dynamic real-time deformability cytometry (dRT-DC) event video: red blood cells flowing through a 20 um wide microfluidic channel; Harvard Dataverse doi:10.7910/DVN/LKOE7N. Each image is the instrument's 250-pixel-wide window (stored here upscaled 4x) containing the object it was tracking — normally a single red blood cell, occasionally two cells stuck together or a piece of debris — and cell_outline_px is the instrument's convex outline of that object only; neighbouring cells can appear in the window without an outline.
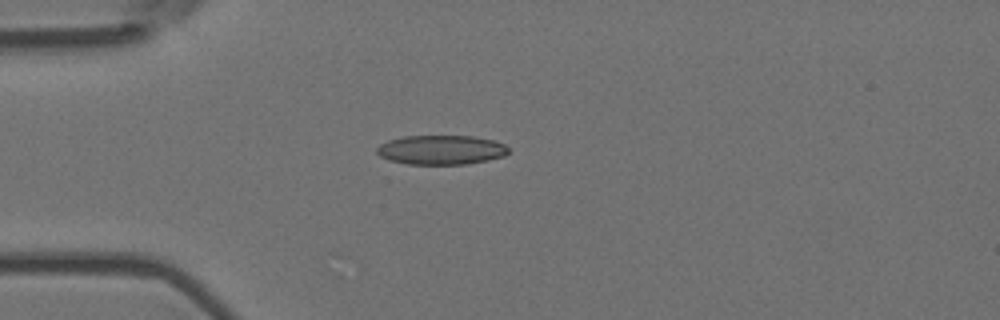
{"species": "Egyptian fruit bat (a non-hibernating species)", "species_latin": "Rousettus aegyptiacus", "temperature_condition": "room temperature", "stored_images_in_passage": 8, "camera_frame_rate_fps": 3000, "um_per_image_px": 0.085, "animal": {"sex": "female"}, "frame": {"image": 1, "passage_image": 4, "time_ms": 1.0, "image_size_px": [1000, 320], "cell_outline_px": [[508, 152], [504, 156], [488, 160], [464, 164], [408, 164], [388, 160], [380, 156], [376, 152], [376, 148], [380, 144], [388, 140], [404, 136], [472, 136], [492, 140], [504, 144], [508, 148]], "centroid_in_image_um": [37.46, 12.74], "position_along_channel_um": 47.5, "area_um2": 22.48}}
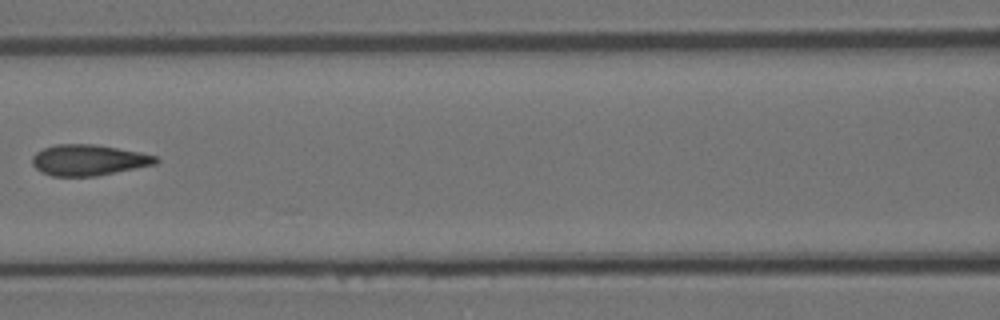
{"frame": {"image": 2, "passage_image": 7, "time_ms": 2.0, "image_size_px": [1000, 320], "cell_outline_px": [[160, 160], [156, 164], [96, 176], [52, 176], [40, 172], [32, 164], [32, 156], [36, 152], [44, 148], [56, 144], [92, 144], [140, 152], [156, 156]], "centroid_in_image_um": [7.51, 13.61], "position_along_channel_um": 159.1, "area_um2": 22.2}}
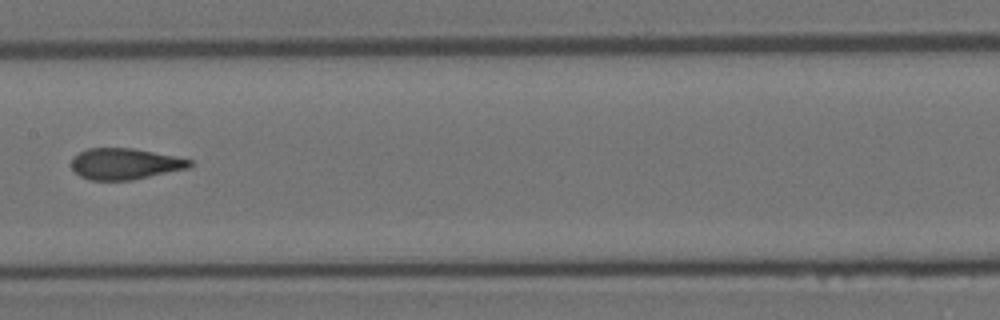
{"frame": {"image": 3, "passage_image": 8, "time_ms": 2.333, "image_size_px": [1000, 320], "cell_outline_px": [[192, 164], [188, 168], [132, 180], [88, 180], [80, 176], [72, 168], [72, 160], [80, 152], [88, 148], [132, 148], [176, 156], [192, 160]], "centroid_in_image_um": [10.63, 13.93], "position_along_channel_um": 196.8, "area_um2": 21.33}}